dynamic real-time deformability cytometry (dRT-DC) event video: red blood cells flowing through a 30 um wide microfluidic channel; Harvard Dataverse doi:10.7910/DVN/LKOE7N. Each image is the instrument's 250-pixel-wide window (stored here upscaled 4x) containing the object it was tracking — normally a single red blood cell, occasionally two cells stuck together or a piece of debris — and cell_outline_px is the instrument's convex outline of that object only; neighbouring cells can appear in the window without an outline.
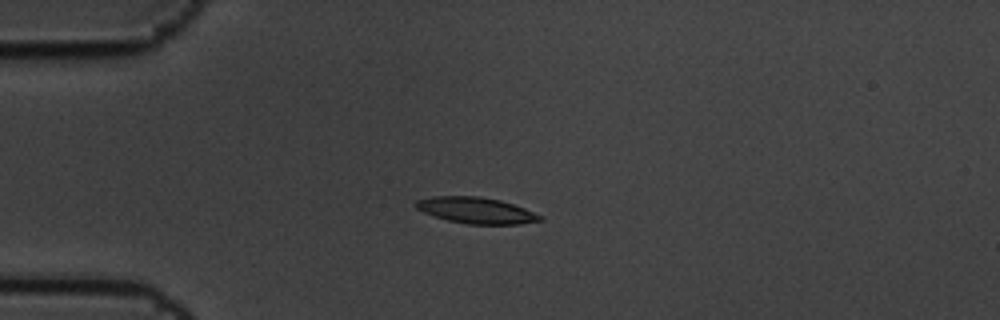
{"species": "common noctule bat (a hibernating species)", "species_latin": "Nyctalus noctula", "temperature_condition": "cold", "stored_images_in_passage": 7, "camera_frame_rate_fps": 3000, "um_per_image_px": 0.085, "animal": {"sex": "male", "body_mass_g": 19.5, "forearm_length_mm": 54.6}, "frame": {"image": 1, "passage_image": 4, "time_ms": 1.0, "image_size_px": [1000, 320], "cell_outline_px": [[544, 220], [520, 224], [468, 224], [448, 220], [424, 212], [416, 208], [412, 204], [416, 200], [432, 196], [480, 196], [500, 200], [524, 208], [544, 216]], "centroid_in_image_um": [40.48, 17.88], "position_along_channel_um": 44.5, "area_um2": 18.96}}
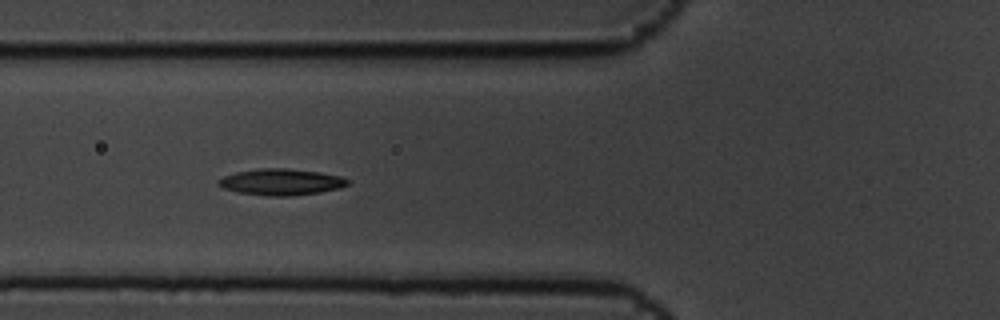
{"frame": {"image": 2, "passage_image": 6, "time_ms": 1.667, "image_size_px": [1000, 320], "cell_outline_px": [[348, 184], [340, 188], [320, 192], [288, 196], [268, 196], [236, 192], [224, 188], [216, 184], [216, 180], [224, 176], [236, 172], [260, 168], [288, 168], [320, 172], [340, 176], [348, 180]], "centroid_in_image_um": [23.86, 15.46], "position_along_channel_um": 101.9, "area_um2": 19.88}}
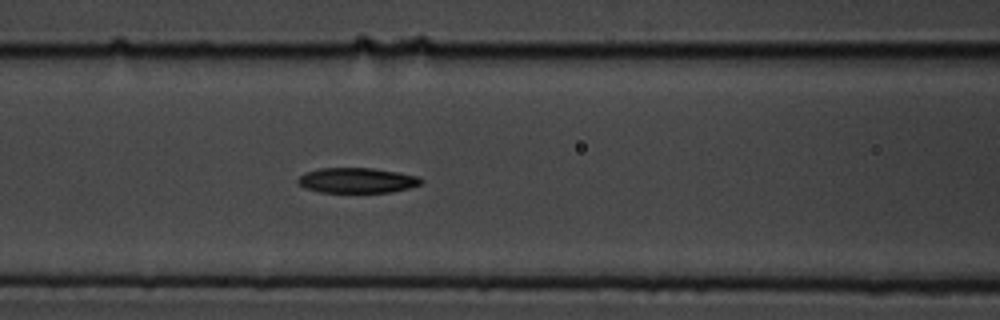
{"frame": {"image": 3, "passage_image": 7, "time_ms": 2.0, "image_size_px": [1000, 320], "cell_outline_px": [[424, 180], [420, 184], [408, 188], [392, 192], [320, 192], [304, 188], [296, 180], [304, 172], [320, 168], [372, 168], [420, 176]], "centroid_in_image_um": [30.34, 15.33], "position_along_channel_um": 136.3, "area_um2": 18.09}}